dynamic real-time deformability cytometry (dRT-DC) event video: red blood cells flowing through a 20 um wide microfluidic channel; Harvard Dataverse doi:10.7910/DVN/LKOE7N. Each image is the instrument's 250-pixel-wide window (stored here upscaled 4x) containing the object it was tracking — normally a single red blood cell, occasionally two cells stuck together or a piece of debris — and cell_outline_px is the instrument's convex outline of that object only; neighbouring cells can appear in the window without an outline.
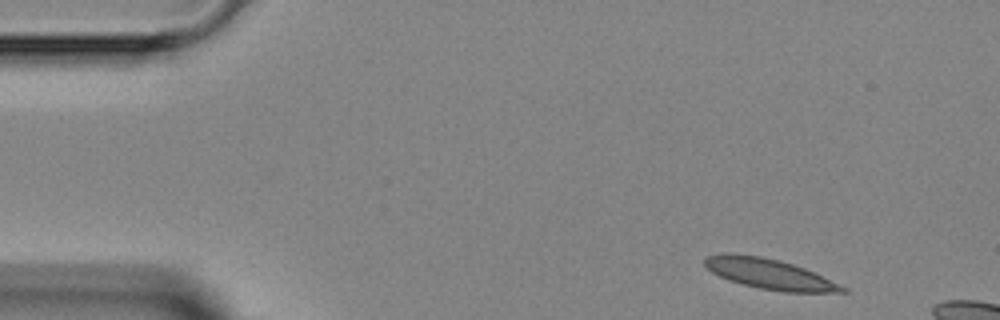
{"species": "Egyptian fruit bat (a non-hibernating species)", "species_latin": "Rousettus aegyptiacus", "temperature_condition": "room temperature", "stored_images_in_passage": 3, "camera_frame_rate_fps": 3000, "um_per_image_px": 0.085, "animal": {"sex": "female"}, "frame": {"image": 1, "passage_image": 1, "time_ms": 0.0, "image_size_px": [1000, 320], "cell_outline_px": [[852, 292], [784, 292], [760, 288], [728, 280], [712, 272], [704, 264], [704, 260], [708, 256], [728, 252], [760, 256], [792, 264], [804, 268], [848, 288]], "centroid_in_image_um": [65.41, 23.29], "position_along_channel_um": 19.6, "area_um2": 23.99}}